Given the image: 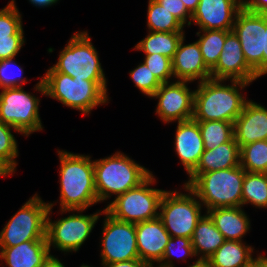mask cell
Wrapping results in <instances>:
<instances>
[{
	"mask_svg": "<svg viewBox=\"0 0 267 267\" xmlns=\"http://www.w3.org/2000/svg\"><path fill=\"white\" fill-rule=\"evenodd\" d=\"M60 159V205L63 212H83L98 203L94 161L89 156L58 151Z\"/></svg>",
	"mask_w": 267,
	"mask_h": 267,
	"instance_id": "cell-1",
	"label": "cell"
},
{
	"mask_svg": "<svg viewBox=\"0 0 267 267\" xmlns=\"http://www.w3.org/2000/svg\"><path fill=\"white\" fill-rule=\"evenodd\" d=\"M222 80L208 79L200 82L194 91V121H228L234 123L243 111L247 100L239 93L249 83L231 80L232 85H222ZM238 86L240 88H238Z\"/></svg>",
	"mask_w": 267,
	"mask_h": 267,
	"instance_id": "cell-2",
	"label": "cell"
},
{
	"mask_svg": "<svg viewBox=\"0 0 267 267\" xmlns=\"http://www.w3.org/2000/svg\"><path fill=\"white\" fill-rule=\"evenodd\" d=\"M106 82L73 79L51 67L35 89L67 107L89 114L94 107L108 101Z\"/></svg>",
	"mask_w": 267,
	"mask_h": 267,
	"instance_id": "cell-3",
	"label": "cell"
},
{
	"mask_svg": "<svg viewBox=\"0 0 267 267\" xmlns=\"http://www.w3.org/2000/svg\"><path fill=\"white\" fill-rule=\"evenodd\" d=\"M245 170L239 165L199 174L188 187L207 207H242V185Z\"/></svg>",
	"mask_w": 267,
	"mask_h": 267,
	"instance_id": "cell-4",
	"label": "cell"
},
{
	"mask_svg": "<svg viewBox=\"0 0 267 267\" xmlns=\"http://www.w3.org/2000/svg\"><path fill=\"white\" fill-rule=\"evenodd\" d=\"M152 173L128 156L117 152L94 161V178L98 202L120 195L139 186ZM110 194V195H109Z\"/></svg>",
	"mask_w": 267,
	"mask_h": 267,
	"instance_id": "cell-5",
	"label": "cell"
},
{
	"mask_svg": "<svg viewBox=\"0 0 267 267\" xmlns=\"http://www.w3.org/2000/svg\"><path fill=\"white\" fill-rule=\"evenodd\" d=\"M153 177L151 174L139 186L118 195L105 210L118 220L134 224L157 218L165 190L149 188Z\"/></svg>",
	"mask_w": 267,
	"mask_h": 267,
	"instance_id": "cell-6",
	"label": "cell"
},
{
	"mask_svg": "<svg viewBox=\"0 0 267 267\" xmlns=\"http://www.w3.org/2000/svg\"><path fill=\"white\" fill-rule=\"evenodd\" d=\"M53 68L73 79L106 81L98 53L86 31L72 36Z\"/></svg>",
	"mask_w": 267,
	"mask_h": 267,
	"instance_id": "cell-7",
	"label": "cell"
},
{
	"mask_svg": "<svg viewBox=\"0 0 267 267\" xmlns=\"http://www.w3.org/2000/svg\"><path fill=\"white\" fill-rule=\"evenodd\" d=\"M49 205L34 195L0 232V247H13L29 240H47Z\"/></svg>",
	"mask_w": 267,
	"mask_h": 267,
	"instance_id": "cell-8",
	"label": "cell"
},
{
	"mask_svg": "<svg viewBox=\"0 0 267 267\" xmlns=\"http://www.w3.org/2000/svg\"><path fill=\"white\" fill-rule=\"evenodd\" d=\"M189 194L165 191L159 217L171 237L190 238L201 216V203L193 197L194 192L184 185ZM191 194V195H190Z\"/></svg>",
	"mask_w": 267,
	"mask_h": 267,
	"instance_id": "cell-9",
	"label": "cell"
},
{
	"mask_svg": "<svg viewBox=\"0 0 267 267\" xmlns=\"http://www.w3.org/2000/svg\"><path fill=\"white\" fill-rule=\"evenodd\" d=\"M39 102L22 87L3 89L0 93V120L25 136L40 131Z\"/></svg>",
	"mask_w": 267,
	"mask_h": 267,
	"instance_id": "cell-10",
	"label": "cell"
},
{
	"mask_svg": "<svg viewBox=\"0 0 267 267\" xmlns=\"http://www.w3.org/2000/svg\"><path fill=\"white\" fill-rule=\"evenodd\" d=\"M48 205L46 238L49 249L53 245L64 252L78 251L90 235L101 212L92 215L73 214L52 222L48 216L54 205L52 203Z\"/></svg>",
	"mask_w": 267,
	"mask_h": 267,
	"instance_id": "cell-11",
	"label": "cell"
},
{
	"mask_svg": "<svg viewBox=\"0 0 267 267\" xmlns=\"http://www.w3.org/2000/svg\"><path fill=\"white\" fill-rule=\"evenodd\" d=\"M232 31L241 43L245 61L259 78L263 75L265 15L243 7L236 16Z\"/></svg>",
	"mask_w": 267,
	"mask_h": 267,
	"instance_id": "cell-12",
	"label": "cell"
},
{
	"mask_svg": "<svg viewBox=\"0 0 267 267\" xmlns=\"http://www.w3.org/2000/svg\"><path fill=\"white\" fill-rule=\"evenodd\" d=\"M102 213L106 215L101 246L102 265L139 259L135 224L118 220L105 209Z\"/></svg>",
	"mask_w": 267,
	"mask_h": 267,
	"instance_id": "cell-13",
	"label": "cell"
},
{
	"mask_svg": "<svg viewBox=\"0 0 267 267\" xmlns=\"http://www.w3.org/2000/svg\"><path fill=\"white\" fill-rule=\"evenodd\" d=\"M177 80L175 83H162L151 96L158 98L156 113L165 122H182L192 119L194 105V91H190L186 83Z\"/></svg>",
	"mask_w": 267,
	"mask_h": 267,
	"instance_id": "cell-14",
	"label": "cell"
},
{
	"mask_svg": "<svg viewBox=\"0 0 267 267\" xmlns=\"http://www.w3.org/2000/svg\"><path fill=\"white\" fill-rule=\"evenodd\" d=\"M258 77L245 61L241 43L233 31L225 39L223 51L216 66L211 70V79H227L251 83Z\"/></svg>",
	"mask_w": 267,
	"mask_h": 267,
	"instance_id": "cell-15",
	"label": "cell"
},
{
	"mask_svg": "<svg viewBox=\"0 0 267 267\" xmlns=\"http://www.w3.org/2000/svg\"><path fill=\"white\" fill-rule=\"evenodd\" d=\"M242 8L243 0H200L191 20L201 30H232Z\"/></svg>",
	"mask_w": 267,
	"mask_h": 267,
	"instance_id": "cell-16",
	"label": "cell"
},
{
	"mask_svg": "<svg viewBox=\"0 0 267 267\" xmlns=\"http://www.w3.org/2000/svg\"><path fill=\"white\" fill-rule=\"evenodd\" d=\"M135 229L139 259L149 267H154L153 263H160L162 260L166 245L171 236L165 229L163 221L159 216L136 223Z\"/></svg>",
	"mask_w": 267,
	"mask_h": 267,
	"instance_id": "cell-17",
	"label": "cell"
},
{
	"mask_svg": "<svg viewBox=\"0 0 267 267\" xmlns=\"http://www.w3.org/2000/svg\"><path fill=\"white\" fill-rule=\"evenodd\" d=\"M234 137L239 148L255 141L267 140V109L247 101L234 122Z\"/></svg>",
	"mask_w": 267,
	"mask_h": 267,
	"instance_id": "cell-18",
	"label": "cell"
},
{
	"mask_svg": "<svg viewBox=\"0 0 267 267\" xmlns=\"http://www.w3.org/2000/svg\"><path fill=\"white\" fill-rule=\"evenodd\" d=\"M184 37L179 42L172 59L173 76L180 81L200 82L211 79V71L206 67L198 42L183 45Z\"/></svg>",
	"mask_w": 267,
	"mask_h": 267,
	"instance_id": "cell-19",
	"label": "cell"
},
{
	"mask_svg": "<svg viewBox=\"0 0 267 267\" xmlns=\"http://www.w3.org/2000/svg\"><path fill=\"white\" fill-rule=\"evenodd\" d=\"M175 150L188 174L198 165L204 152V142L198 122L193 119L178 122Z\"/></svg>",
	"mask_w": 267,
	"mask_h": 267,
	"instance_id": "cell-20",
	"label": "cell"
},
{
	"mask_svg": "<svg viewBox=\"0 0 267 267\" xmlns=\"http://www.w3.org/2000/svg\"><path fill=\"white\" fill-rule=\"evenodd\" d=\"M240 165V148L233 137L229 142L221 144L214 149H204L196 168L189 174L185 183L188 186L199 174L221 169H230Z\"/></svg>",
	"mask_w": 267,
	"mask_h": 267,
	"instance_id": "cell-21",
	"label": "cell"
},
{
	"mask_svg": "<svg viewBox=\"0 0 267 267\" xmlns=\"http://www.w3.org/2000/svg\"><path fill=\"white\" fill-rule=\"evenodd\" d=\"M8 267H39L50 255L47 240H29L13 247H0Z\"/></svg>",
	"mask_w": 267,
	"mask_h": 267,
	"instance_id": "cell-22",
	"label": "cell"
},
{
	"mask_svg": "<svg viewBox=\"0 0 267 267\" xmlns=\"http://www.w3.org/2000/svg\"><path fill=\"white\" fill-rule=\"evenodd\" d=\"M215 227L225 240L242 241L243 235L250 228L249 218L241 207H224L207 210Z\"/></svg>",
	"mask_w": 267,
	"mask_h": 267,
	"instance_id": "cell-23",
	"label": "cell"
},
{
	"mask_svg": "<svg viewBox=\"0 0 267 267\" xmlns=\"http://www.w3.org/2000/svg\"><path fill=\"white\" fill-rule=\"evenodd\" d=\"M222 233L215 227L213 220L206 213L198 221L191 237V243L195 255L203 253L199 262H206L214 252L224 243Z\"/></svg>",
	"mask_w": 267,
	"mask_h": 267,
	"instance_id": "cell-24",
	"label": "cell"
},
{
	"mask_svg": "<svg viewBox=\"0 0 267 267\" xmlns=\"http://www.w3.org/2000/svg\"><path fill=\"white\" fill-rule=\"evenodd\" d=\"M252 252L242 241L225 240L206 263L210 267H254Z\"/></svg>",
	"mask_w": 267,
	"mask_h": 267,
	"instance_id": "cell-25",
	"label": "cell"
},
{
	"mask_svg": "<svg viewBox=\"0 0 267 267\" xmlns=\"http://www.w3.org/2000/svg\"><path fill=\"white\" fill-rule=\"evenodd\" d=\"M184 37L183 32H152L141 40L135 49L144 51L146 55L161 54L173 59L180 40Z\"/></svg>",
	"mask_w": 267,
	"mask_h": 267,
	"instance_id": "cell-26",
	"label": "cell"
},
{
	"mask_svg": "<svg viewBox=\"0 0 267 267\" xmlns=\"http://www.w3.org/2000/svg\"><path fill=\"white\" fill-rule=\"evenodd\" d=\"M201 31L204 32L203 35H200L201 32L196 33L198 36H200V39L197 42L204 59V63L211 71L216 66L221 52L223 51L226 36L232 30L213 29Z\"/></svg>",
	"mask_w": 267,
	"mask_h": 267,
	"instance_id": "cell-27",
	"label": "cell"
},
{
	"mask_svg": "<svg viewBox=\"0 0 267 267\" xmlns=\"http://www.w3.org/2000/svg\"><path fill=\"white\" fill-rule=\"evenodd\" d=\"M199 124L204 149L211 150L234 137V123L228 121H196Z\"/></svg>",
	"mask_w": 267,
	"mask_h": 267,
	"instance_id": "cell-28",
	"label": "cell"
},
{
	"mask_svg": "<svg viewBox=\"0 0 267 267\" xmlns=\"http://www.w3.org/2000/svg\"><path fill=\"white\" fill-rule=\"evenodd\" d=\"M248 203L267 208V174L245 172L242 185V206Z\"/></svg>",
	"mask_w": 267,
	"mask_h": 267,
	"instance_id": "cell-29",
	"label": "cell"
},
{
	"mask_svg": "<svg viewBox=\"0 0 267 267\" xmlns=\"http://www.w3.org/2000/svg\"><path fill=\"white\" fill-rule=\"evenodd\" d=\"M147 22L152 32H183L184 25L156 0H149Z\"/></svg>",
	"mask_w": 267,
	"mask_h": 267,
	"instance_id": "cell-30",
	"label": "cell"
},
{
	"mask_svg": "<svg viewBox=\"0 0 267 267\" xmlns=\"http://www.w3.org/2000/svg\"><path fill=\"white\" fill-rule=\"evenodd\" d=\"M240 166L246 172L267 174V140L255 141L242 146Z\"/></svg>",
	"mask_w": 267,
	"mask_h": 267,
	"instance_id": "cell-31",
	"label": "cell"
},
{
	"mask_svg": "<svg viewBox=\"0 0 267 267\" xmlns=\"http://www.w3.org/2000/svg\"><path fill=\"white\" fill-rule=\"evenodd\" d=\"M21 16L16 8L15 1L0 10V39L11 35H23Z\"/></svg>",
	"mask_w": 267,
	"mask_h": 267,
	"instance_id": "cell-32",
	"label": "cell"
},
{
	"mask_svg": "<svg viewBox=\"0 0 267 267\" xmlns=\"http://www.w3.org/2000/svg\"><path fill=\"white\" fill-rule=\"evenodd\" d=\"M130 76L135 86L149 97H151L162 84L144 63L139 64L134 70L130 71Z\"/></svg>",
	"mask_w": 267,
	"mask_h": 267,
	"instance_id": "cell-33",
	"label": "cell"
},
{
	"mask_svg": "<svg viewBox=\"0 0 267 267\" xmlns=\"http://www.w3.org/2000/svg\"><path fill=\"white\" fill-rule=\"evenodd\" d=\"M11 128L17 131L14 127L0 120V157L5 159L15 169L17 163L14 158L18 156V148Z\"/></svg>",
	"mask_w": 267,
	"mask_h": 267,
	"instance_id": "cell-34",
	"label": "cell"
},
{
	"mask_svg": "<svg viewBox=\"0 0 267 267\" xmlns=\"http://www.w3.org/2000/svg\"><path fill=\"white\" fill-rule=\"evenodd\" d=\"M143 63L161 83H168L173 76L172 59L164 55H146Z\"/></svg>",
	"mask_w": 267,
	"mask_h": 267,
	"instance_id": "cell-35",
	"label": "cell"
},
{
	"mask_svg": "<svg viewBox=\"0 0 267 267\" xmlns=\"http://www.w3.org/2000/svg\"><path fill=\"white\" fill-rule=\"evenodd\" d=\"M14 58L10 59H3L0 60V88L7 89V88H15V87H22L23 84L26 81L22 79V67L17 65L16 71H20L17 73L15 70L13 71V66H16V63L13 61ZM11 70V71H10ZM16 72V73H15ZM18 77V78H17ZM20 77V78H19ZM20 80V82H19Z\"/></svg>",
	"mask_w": 267,
	"mask_h": 267,
	"instance_id": "cell-36",
	"label": "cell"
},
{
	"mask_svg": "<svg viewBox=\"0 0 267 267\" xmlns=\"http://www.w3.org/2000/svg\"><path fill=\"white\" fill-rule=\"evenodd\" d=\"M176 243L180 245L179 249L181 248V251L184 253L183 257L196 256L190 238L170 237V239L166 245L162 260L160 261L162 263H159L160 265L158 267H173L174 266L172 264V261H170V260H171L172 256H174V253H175L174 252V250H175L174 244H176Z\"/></svg>",
	"mask_w": 267,
	"mask_h": 267,
	"instance_id": "cell-37",
	"label": "cell"
},
{
	"mask_svg": "<svg viewBox=\"0 0 267 267\" xmlns=\"http://www.w3.org/2000/svg\"><path fill=\"white\" fill-rule=\"evenodd\" d=\"M23 35H11L0 39V60L14 58L24 44Z\"/></svg>",
	"mask_w": 267,
	"mask_h": 267,
	"instance_id": "cell-38",
	"label": "cell"
},
{
	"mask_svg": "<svg viewBox=\"0 0 267 267\" xmlns=\"http://www.w3.org/2000/svg\"><path fill=\"white\" fill-rule=\"evenodd\" d=\"M170 13H172L183 25L187 17L191 20L192 14L187 10L182 0H156ZM188 15V16H187Z\"/></svg>",
	"mask_w": 267,
	"mask_h": 267,
	"instance_id": "cell-39",
	"label": "cell"
},
{
	"mask_svg": "<svg viewBox=\"0 0 267 267\" xmlns=\"http://www.w3.org/2000/svg\"><path fill=\"white\" fill-rule=\"evenodd\" d=\"M243 7L247 11L261 13L267 16V0H244Z\"/></svg>",
	"mask_w": 267,
	"mask_h": 267,
	"instance_id": "cell-40",
	"label": "cell"
},
{
	"mask_svg": "<svg viewBox=\"0 0 267 267\" xmlns=\"http://www.w3.org/2000/svg\"><path fill=\"white\" fill-rule=\"evenodd\" d=\"M104 267H149L141 259H133L105 264Z\"/></svg>",
	"mask_w": 267,
	"mask_h": 267,
	"instance_id": "cell-41",
	"label": "cell"
},
{
	"mask_svg": "<svg viewBox=\"0 0 267 267\" xmlns=\"http://www.w3.org/2000/svg\"><path fill=\"white\" fill-rule=\"evenodd\" d=\"M39 267H65L57 258L53 255H49L46 260Z\"/></svg>",
	"mask_w": 267,
	"mask_h": 267,
	"instance_id": "cell-42",
	"label": "cell"
},
{
	"mask_svg": "<svg viewBox=\"0 0 267 267\" xmlns=\"http://www.w3.org/2000/svg\"><path fill=\"white\" fill-rule=\"evenodd\" d=\"M15 169L3 158L0 157V176L12 174Z\"/></svg>",
	"mask_w": 267,
	"mask_h": 267,
	"instance_id": "cell-43",
	"label": "cell"
},
{
	"mask_svg": "<svg viewBox=\"0 0 267 267\" xmlns=\"http://www.w3.org/2000/svg\"><path fill=\"white\" fill-rule=\"evenodd\" d=\"M267 74V16H265V41L263 53V75Z\"/></svg>",
	"mask_w": 267,
	"mask_h": 267,
	"instance_id": "cell-44",
	"label": "cell"
},
{
	"mask_svg": "<svg viewBox=\"0 0 267 267\" xmlns=\"http://www.w3.org/2000/svg\"><path fill=\"white\" fill-rule=\"evenodd\" d=\"M187 10L193 14V12L197 9L200 0H182Z\"/></svg>",
	"mask_w": 267,
	"mask_h": 267,
	"instance_id": "cell-45",
	"label": "cell"
},
{
	"mask_svg": "<svg viewBox=\"0 0 267 267\" xmlns=\"http://www.w3.org/2000/svg\"><path fill=\"white\" fill-rule=\"evenodd\" d=\"M29 1L35 6L46 7V6H51L52 4L56 3L59 0H29Z\"/></svg>",
	"mask_w": 267,
	"mask_h": 267,
	"instance_id": "cell-46",
	"label": "cell"
},
{
	"mask_svg": "<svg viewBox=\"0 0 267 267\" xmlns=\"http://www.w3.org/2000/svg\"><path fill=\"white\" fill-rule=\"evenodd\" d=\"M254 267H267V257L258 256L255 260Z\"/></svg>",
	"mask_w": 267,
	"mask_h": 267,
	"instance_id": "cell-47",
	"label": "cell"
},
{
	"mask_svg": "<svg viewBox=\"0 0 267 267\" xmlns=\"http://www.w3.org/2000/svg\"><path fill=\"white\" fill-rule=\"evenodd\" d=\"M189 267H210L206 262H199L198 260L195 261V264Z\"/></svg>",
	"mask_w": 267,
	"mask_h": 267,
	"instance_id": "cell-48",
	"label": "cell"
}]
</instances>
